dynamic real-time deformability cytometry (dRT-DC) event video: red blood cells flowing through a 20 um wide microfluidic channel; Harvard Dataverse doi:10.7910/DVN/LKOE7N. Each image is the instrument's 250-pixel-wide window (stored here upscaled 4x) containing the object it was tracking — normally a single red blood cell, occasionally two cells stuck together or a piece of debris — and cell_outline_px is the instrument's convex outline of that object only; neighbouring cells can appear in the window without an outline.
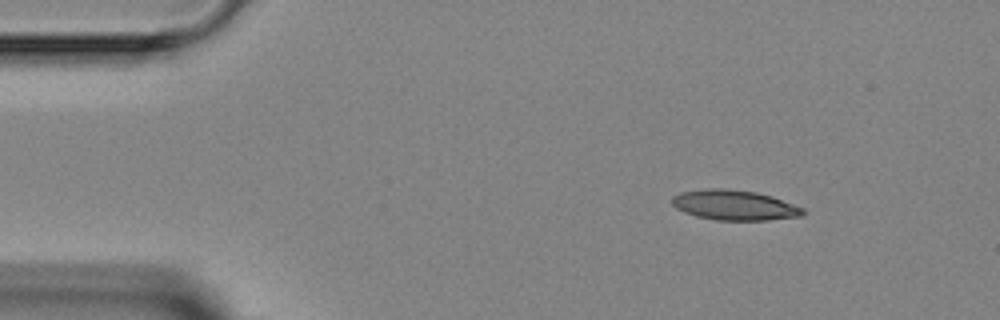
{"species": "Egyptian fruit bat (a non-hibernating species)", "species_latin": "Rousettus aegyptiacus", "temperature_condition": "room temperature", "stored_images_in_passage": 3, "camera_frame_rate_fps": 3000, "um_per_image_px": 0.085, "animal": {"sex": "female"}, "frame": {"image": 1, "passage_image": 1, "time_ms": 0.0, "image_size_px": [1000, 320], "cell_outline_px": [[808, 212], [804, 216], [768, 220], [716, 220], [696, 216], [684, 212], [676, 208], [672, 204], [672, 196], [680, 192], [708, 188], [724, 188], [756, 192], [772, 196], [804, 208]], "centroid_in_image_um": [62.45, 17.44], "position_along_channel_um": 22.5, "area_um2": 23.18}}
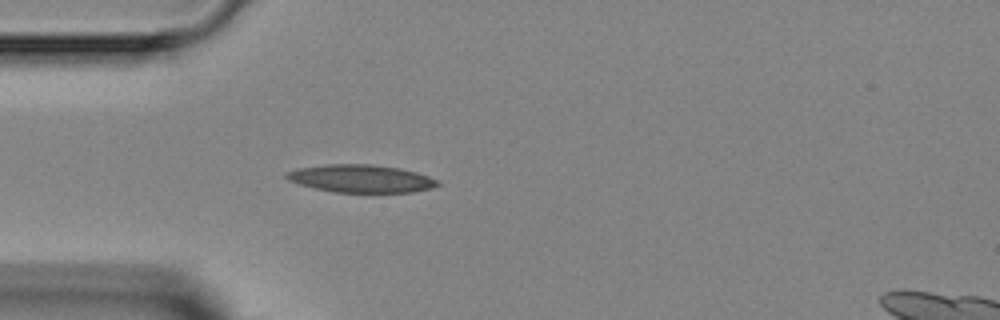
{"frame": {"image": 2, "passage_image": 3, "time_ms": 2.333, "image_size_px": [1000, 320], "cell_outline_px": [[440, 184], [432, 188], [412, 192], [332, 192], [300, 184], [288, 180], [284, 176], [284, 172], [296, 168], [324, 164], [372, 164], [400, 168], [416, 172], [440, 180]], "centroid_in_image_um": [30.67, 15.17], "position_along_channel_um": 54.3, "area_um2": 24.62}}